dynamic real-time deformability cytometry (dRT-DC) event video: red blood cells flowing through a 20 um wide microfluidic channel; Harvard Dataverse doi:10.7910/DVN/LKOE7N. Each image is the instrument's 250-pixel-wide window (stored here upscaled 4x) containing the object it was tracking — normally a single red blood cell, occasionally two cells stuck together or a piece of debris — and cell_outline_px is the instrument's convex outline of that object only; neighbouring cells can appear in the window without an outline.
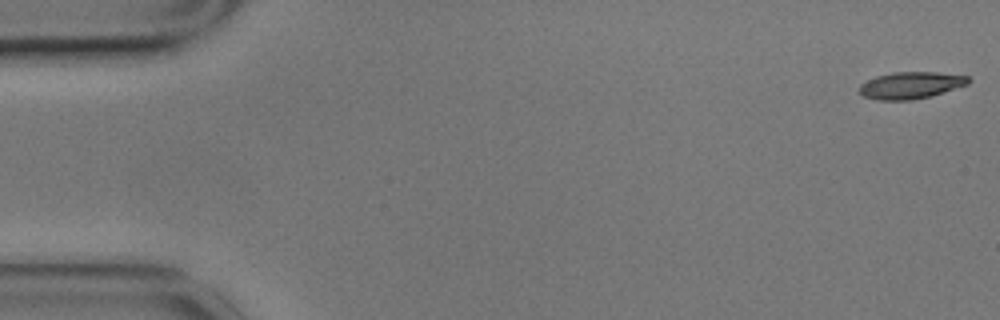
{"species": "common noctule bat (a hibernating species)", "species_latin": "Nyctalus noctula", "temperature_condition": "cold", "stored_images_in_passage": 29, "camera_frame_rate_fps": 3000, "um_per_image_px": 0.085, "animal": {"sex": "male", "body_mass_g": 17.9}, "frame": {"image": 1, "passage_image": 1, "time_ms": 0.0, "image_size_px": [1000, 320], "cell_outline_px": [[972, 80], [968, 84], [932, 96], [912, 100], [876, 100], [864, 96], [860, 92], [860, 84], [876, 76], [892, 72], [936, 72], [968, 76]], "centroid_in_image_um": [77.43, 7.25], "position_along_channel_um": 7.6, "area_um2": 17.11}}
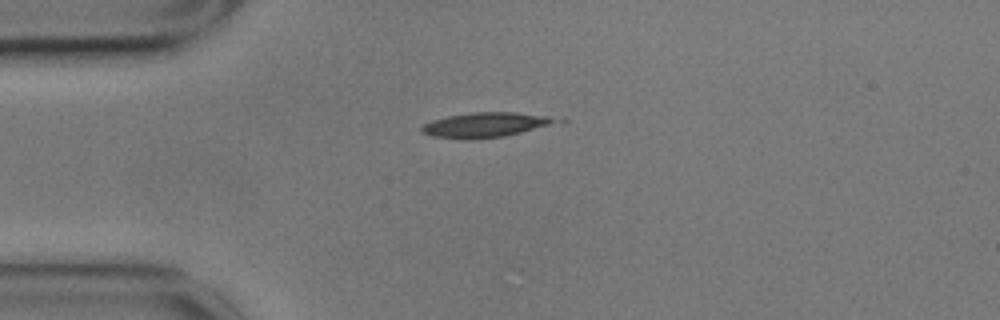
{"frame": {"image": 2, "passage_image": 14, "time_ms": 4.333, "image_size_px": [1000, 320], "cell_outline_px": [[568, 120], [504, 136], [472, 140], [468, 140], [432, 136], [424, 132], [420, 128], [424, 124], [432, 120], [448, 116], [476, 112], [516, 112], [548, 116]], "centroid_in_image_um": [41.29, 10.61], "position_along_channel_um": 43.7, "area_um2": 19.36}}
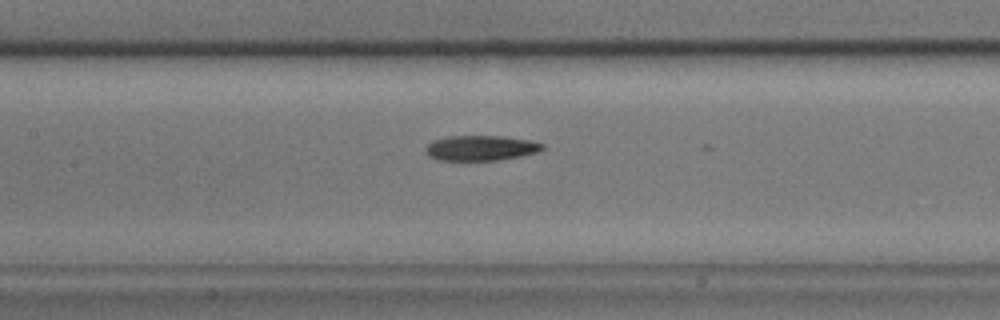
{"frame": {"image": 3, "passage_image": 26, "time_ms": 8.333, "image_size_px": [1000, 320], "cell_outline_px": [[544, 148], [536, 152], [520, 156], [500, 160], [436, 160], [428, 156], [424, 152], [424, 148], [432, 140], [448, 136], [504, 136], [528, 140], [544, 144]], "centroid_in_image_um": [40.8, 12.58], "position_along_channel_um": 166.6, "area_um2": 17.22}}